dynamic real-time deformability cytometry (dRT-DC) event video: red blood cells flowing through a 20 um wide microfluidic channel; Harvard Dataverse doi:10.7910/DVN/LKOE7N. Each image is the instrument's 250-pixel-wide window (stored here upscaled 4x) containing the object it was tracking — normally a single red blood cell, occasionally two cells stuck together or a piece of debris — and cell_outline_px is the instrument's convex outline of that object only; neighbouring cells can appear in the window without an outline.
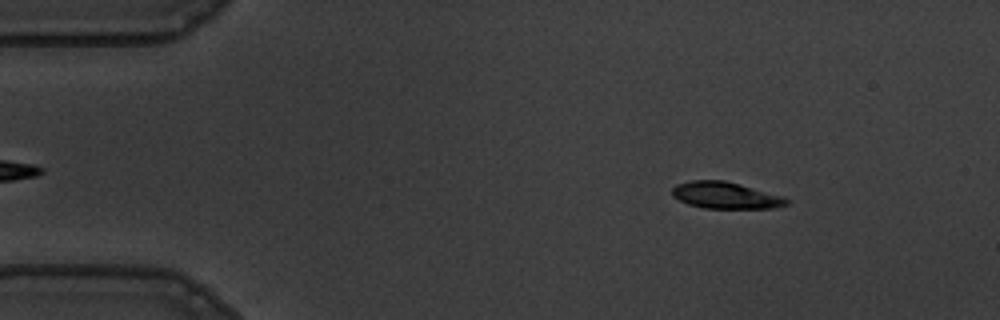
{"species": "common noctule bat (a hibernating species)", "species_latin": "Nyctalus noctula", "temperature_condition": "warm", "stored_images_in_passage": 55, "camera_frame_rate_fps": 3000, "um_per_image_px": 0.085, "animal": {"sex": "male", "body_mass_g": 19.5, "forearm_length_mm": 54.6}, "frame": {"image": 1, "passage_image": 7, "time_ms": 2.0, "image_size_px": [1000, 320], "cell_outline_px": [[792, 200], [788, 204], [772, 208], [704, 208], [688, 204], [672, 196], [672, 188], [676, 184], [692, 180], [724, 180], [740, 184], [784, 196]], "centroid_in_image_um": [61.7, 16.6], "position_along_channel_um": 23.3, "area_um2": 17.86}}
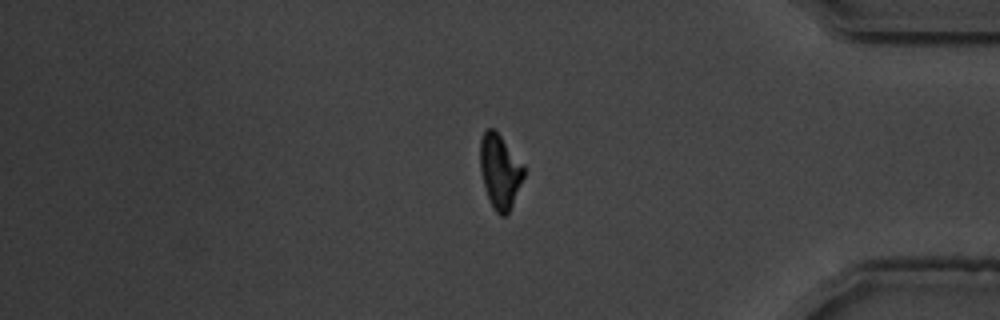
{"frame": {"image": 2, "passage_image": 46, "time_ms": 15.0, "image_size_px": [1000, 320], "cell_outline_px": [[524, 176], [512, 204], [508, 212], [504, 216], [500, 216], [492, 208], [484, 184], [480, 168], [480, 140], [484, 132], [488, 128], [492, 128], [500, 136], [524, 164]], "centroid_in_image_um": [42.49, 14.56], "position_along_channel_um": 392.7, "area_um2": 18.55}}
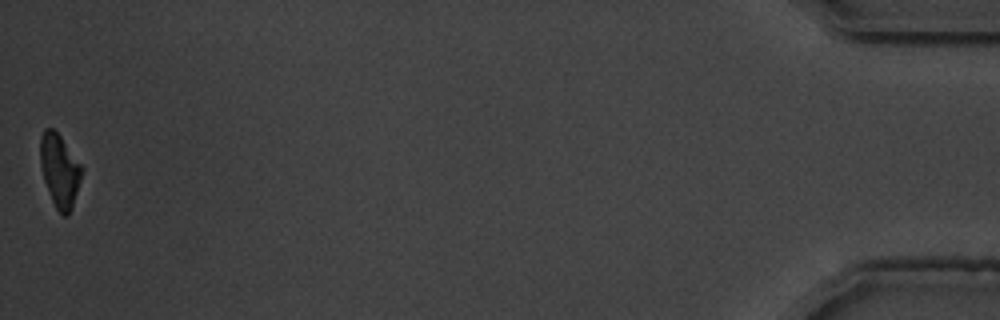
{"frame": {"image": 3, "passage_image": 55, "time_ms": 18.0, "image_size_px": [1000, 320], "cell_outline_px": [[84, 168], [72, 208], [68, 216], [64, 216], [56, 208], [52, 200], [44, 180], [40, 164], [40, 136], [44, 128], [52, 128], [60, 136]], "centroid_in_image_um": [5.07, 14.49], "position_along_channel_um": 430.1, "area_um2": 17.57}, "authors_computed_cell_mechanics": {"area_um2": 19.363, "velocity_mm_per_s": 3.5944, "shape_relaxation_time_tau1_ms": 4.2672, "shape_relaxation_time_tau2_ms": 1.5973, "deformation_change_tau1": 0.1871, "deformation_change_tau2": 0.0868}}